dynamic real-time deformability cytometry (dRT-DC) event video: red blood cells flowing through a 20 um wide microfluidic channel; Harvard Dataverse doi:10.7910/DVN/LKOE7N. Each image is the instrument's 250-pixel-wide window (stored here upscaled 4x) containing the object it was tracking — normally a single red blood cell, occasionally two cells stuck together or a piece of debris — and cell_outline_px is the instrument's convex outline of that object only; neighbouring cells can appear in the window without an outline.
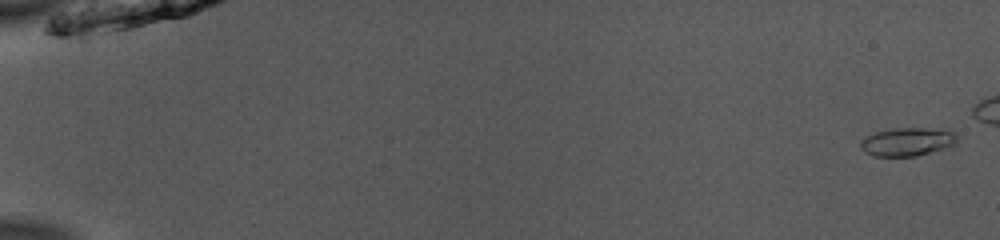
{"species": "common noctule bat (a hibernating species)", "species_latin": "Nyctalus noctula", "temperature_condition": "room temperature", "stored_images_in_passage": 48, "camera_frame_rate_fps": 3000, "um_per_image_px": 0.085, "animal": {"sex": "male", "body_mass_g": 13.0, "forearm_length_mm": 53.1}, "frame": {"image": 1, "passage_image": 2, "time_ms": 0.333, "image_size_px": [1000, 240], "cell_outline_px": [[956, 144], [944, 148], [916, 156], [872, 156], [864, 152], [860, 148], [860, 140], [864, 136], [876, 132], [892, 128], [952, 128], [956, 132]], "centroid_in_image_um": [77.14, 12.03], "position_along_channel_um": 7.9, "area_um2": 16.36}}
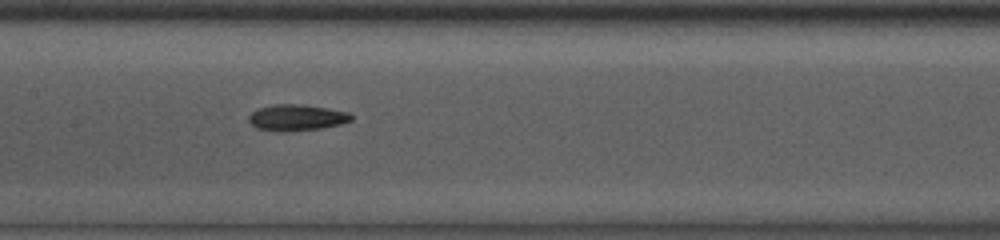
{"frame": {"image": 2, "passage_image": 28, "time_ms": 9.0, "image_size_px": [1000, 240], "cell_outline_px": [[352, 120], [340, 124], [320, 128], [284, 132], [280, 132], [256, 128], [248, 120], [248, 116], [252, 112], [260, 108], [276, 104], [296, 104], [324, 108], [348, 112], [352, 116]], "centroid_in_image_um": [25.18, 10.01], "position_along_channel_um": 182.2, "area_um2": 15.37}}
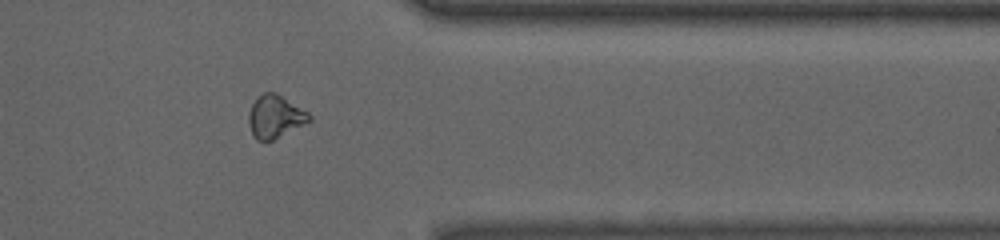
{"frame": {"image": 3, "passage_image": 44, "time_ms": 14.333, "image_size_px": [1000, 240], "cell_outline_px": [[312, 120], [272, 140], [256, 140], [252, 136], [248, 120], [248, 112], [252, 104], [264, 92], [272, 92], [280, 96], [308, 112], [312, 116]], "centroid_in_image_um": [23.36, 9.93], "position_along_channel_um": 388.0, "area_um2": 14.74}}